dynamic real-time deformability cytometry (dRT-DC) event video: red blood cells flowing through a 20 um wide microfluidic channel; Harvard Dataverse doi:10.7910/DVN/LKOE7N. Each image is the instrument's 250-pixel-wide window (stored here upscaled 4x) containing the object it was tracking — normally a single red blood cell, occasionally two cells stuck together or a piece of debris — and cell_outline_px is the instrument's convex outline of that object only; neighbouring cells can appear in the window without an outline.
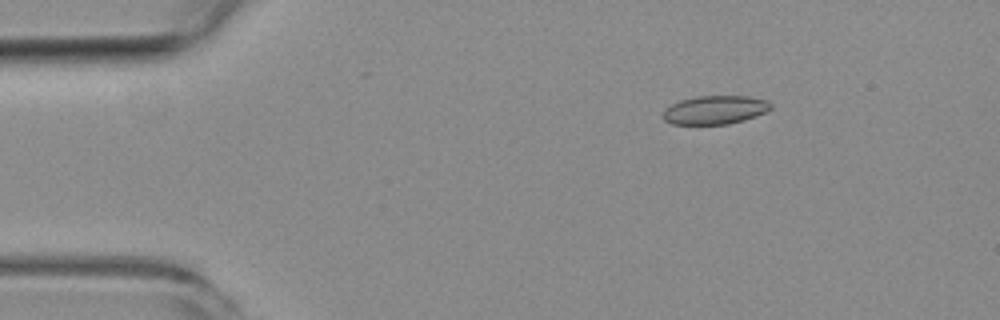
{"species": "common noctule bat (a hibernating species)", "species_latin": "Nyctalus noctula", "temperature_condition": "room temperature", "stored_images_in_passage": 5, "camera_frame_rate_fps": 3000, "um_per_image_px": 0.085, "animal": {"sex": "female", "body_mass_g": 19.3, "forearm_length_mm": 54.1}, "frame": {"image": 1, "passage_image": 3, "time_ms": 2.333, "image_size_px": [1000, 320], "cell_outline_px": [[772, 108], [756, 116], [744, 120], [728, 124], [672, 124], [664, 120], [664, 108], [680, 100], [696, 96], [748, 96], [768, 100], [772, 104]], "centroid_in_image_um": [60.79, 9.33], "position_along_channel_um": 24.2, "area_um2": 17.98}}